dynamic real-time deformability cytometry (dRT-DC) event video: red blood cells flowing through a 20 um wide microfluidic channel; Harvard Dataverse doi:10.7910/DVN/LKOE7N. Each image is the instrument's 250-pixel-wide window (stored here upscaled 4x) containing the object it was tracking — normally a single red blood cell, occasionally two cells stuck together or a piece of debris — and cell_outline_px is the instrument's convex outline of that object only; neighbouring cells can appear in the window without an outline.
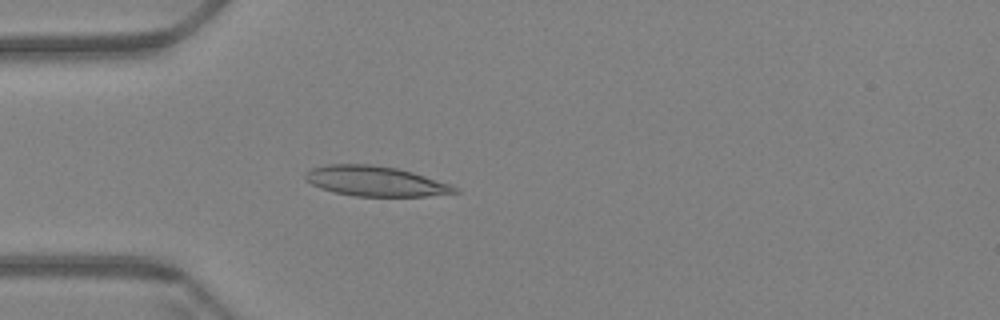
{"species": "Egyptian fruit bat (a non-hibernating species)", "species_latin": "Rousettus aegyptiacus", "temperature_condition": "warm", "stored_images_in_passage": 61, "camera_frame_rate_fps": 3000, "um_per_image_px": 0.085, "animal": {"sex": "female"}, "frame": {"image": 1, "passage_image": 18, "time_ms": 5.667, "image_size_px": [1000, 320], "cell_outline_px": [[460, 192], [424, 196], [352, 196], [332, 192], [320, 188], [312, 184], [304, 176], [304, 172], [312, 168], [328, 164], [372, 164], [396, 168], [412, 172], [452, 184]], "centroid_in_image_um": [31.89, 15.4], "position_along_channel_um": 53.1, "area_um2": 26.18}}
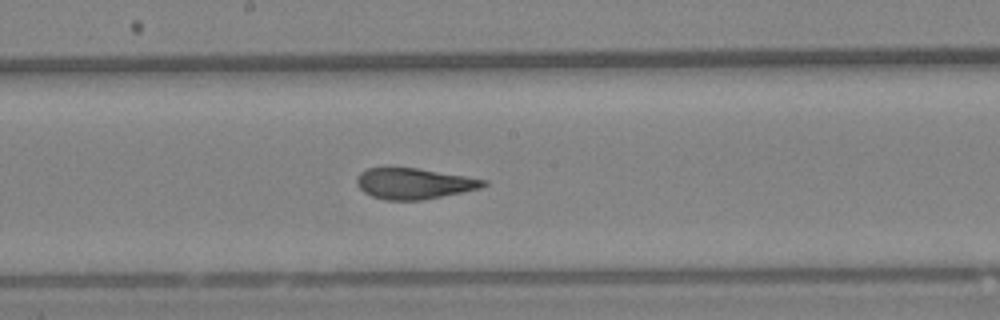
{"frame": {"image": 2, "passage_image": 33, "time_ms": 10.667, "image_size_px": [1000, 320], "cell_outline_px": [[488, 184], [480, 188], [424, 200], [384, 200], [372, 196], [364, 192], [356, 184], [356, 180], [360, 172], [368, 168], [416, 168], [488, 180]], "centroid_in_image_um": [35.17, 15.61], "position_along_channel_um": 213.0, "area_um2": 22.6}}
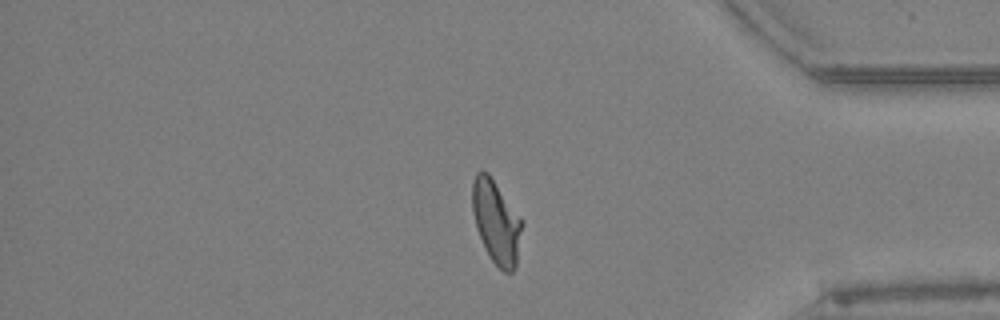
{"frame": {"image": 3, "passage_image": 51, "time_ms": 16.667, "image_size_px": [1000, 320], "cell_outline_px": [[524, 224], [516, 268], [512, 272], [504, 272], [492, 260], [476, 228], [472, 212], [472, 180], [476, 172], [480, 168], [484, 168], [488, 172], [524, 220]], "centroid_in_image_um": [42.2, 18.8], "position_along_channel_um": 393.0, "area_um2": 24.62}, "authors_computed_cell_mechanics": {"area_um2": 24.3338, "velocity_mm_per_s": 3.3961, "shape_relaxation_time_tau1_ms": 9.8511, "shape_relaxation_time_tau2_ms": 1.3239, "deformation_change_tau1": 0.2618, "deformation_change_tau2": 0.0871}}